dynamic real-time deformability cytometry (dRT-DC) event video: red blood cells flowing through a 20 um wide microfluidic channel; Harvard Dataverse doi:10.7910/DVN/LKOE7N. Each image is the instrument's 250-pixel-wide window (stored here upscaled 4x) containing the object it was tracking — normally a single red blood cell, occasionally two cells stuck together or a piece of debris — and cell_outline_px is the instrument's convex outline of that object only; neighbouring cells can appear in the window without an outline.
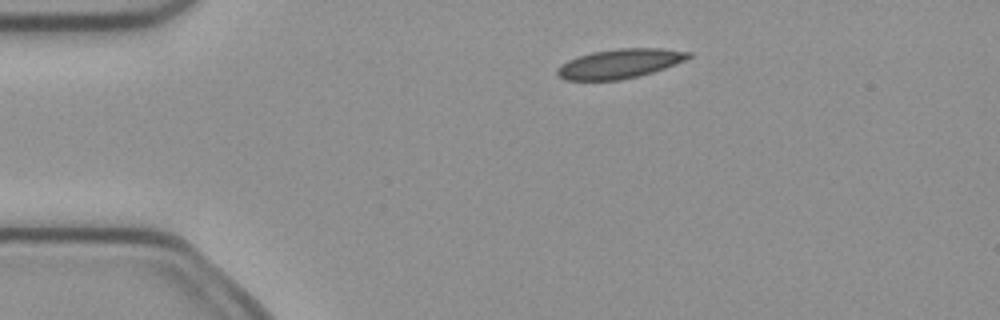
{"species": "common noctule bat (a hibernating species)", "species_latin": "Nyctalus noctula", "temperature_condition": "cold", "stored_images_in_passage": 4, "camera_frame_rate_fps": 3000, "um_per_image_px": 0.085, "animal": {"sex": "female", "body_mass_g": 21.9}, "frame": {"image": 1, "passage_image": 3, "time_ms": 0.667, "image_size_px": [1000, 320], "cell_outline_px": [[692, 56], [684, 60], [664, 68], [652, 72], [620, 80], [564, 80], [556, 72], [556, 68], [560, 64], [568, 60], [592, 52], [620, 48], [660, 48], [692, 52]], "centroid_in_image_um": [52.66, 5.4], "position_along_channel_um": 32.3, "area_um2": 22.25}}